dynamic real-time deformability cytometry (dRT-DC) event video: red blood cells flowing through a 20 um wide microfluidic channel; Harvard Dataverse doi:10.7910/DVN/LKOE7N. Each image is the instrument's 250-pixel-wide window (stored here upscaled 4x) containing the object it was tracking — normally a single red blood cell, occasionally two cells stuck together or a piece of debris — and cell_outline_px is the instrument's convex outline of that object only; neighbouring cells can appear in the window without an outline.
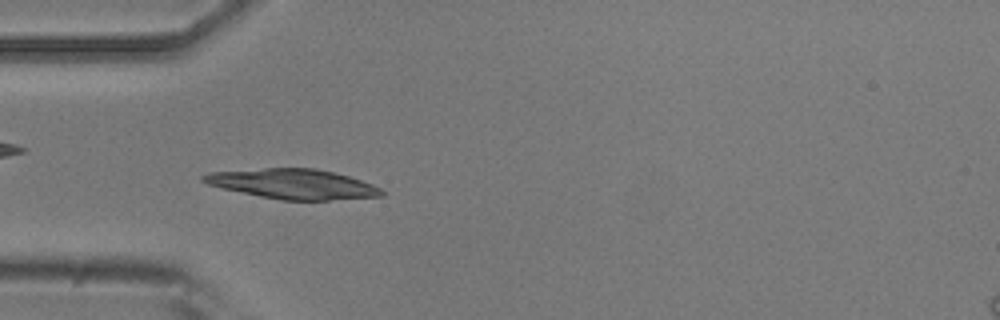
{"species": "common noctule bat (a hibernating species)", "species_latin": "Nyctalus noctula", "temperature_condition": "room temperature", "stored_images_in_passage": 43, "camera_frame_rate_fps": 3000, "um_per_image_px": 0.085, "animal": {"sex": "male", "body_mass_g": 20.5, "forearm_length_mm": 52.5}, "frame": {"image": 1, "passage_image": 14, "time_ms": 4.333, "image_size_px": [1000, 320], "cell_outline_px": [[384, 196], [328, 200], [280, 200], [260, 196], [224, 188], [208, 184], [200, 180], [200, 176], [208, 172], [264, 168], [316, 168], [348, 176], [372, 184], [380, 188], [384, 192]], "centroid_in_image_um": [24.89, 15.63], "position_along_channel_um": 60.1, "area_um2": 30.87}}
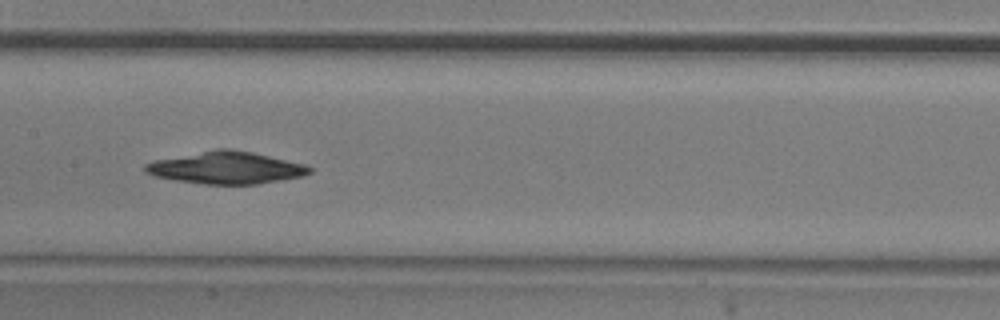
{"frame": {"image": 2, "passage_image": 24, "time_ms": 7.667, "image_size_px": [1000, 320], "cell_outline_px": [[312, 172], [304, 176], [256, 184], [204, 184], [176, 180], [156, 176], [144, 172], [144, 164], [156, 160], [216, 148], [228, 148], [252, 152], [304, 164], [312, 168]], "centroid_in_image_um": [19.23, 14.25], "position_along_channel_um": 188.2, "area_um2": 30.63}}
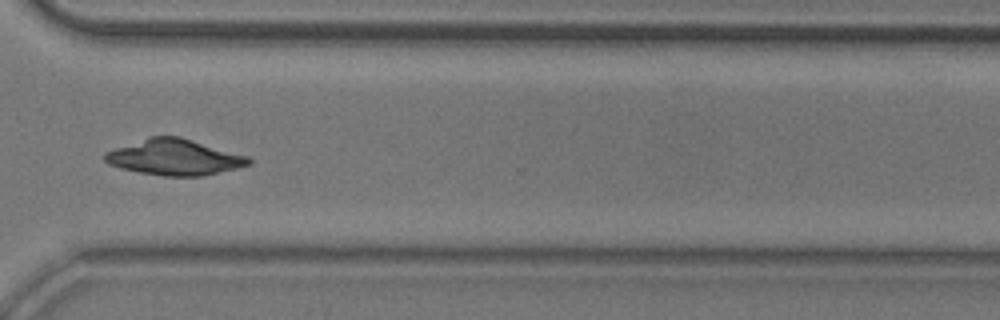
{"frame": {"image": 3, "passage_image": 37, "time_ms": 12.0, "image_size_px": [1000, 320], "cell_outline_px": [[252, 164], [236, 168], [200, 176], [164, 176], [140, 172], [120, 168], [108, 164], [104, 160], [104, 152], [152, 136], [180, 136], [248, 156], [252, 160]], "centroid_in_image_um": [14.83, 13.37], "position_along_channel_um": 355.8, "area_um2": 29.77}, "authors_computed_cell_mechanics": {"area_um2": 29.6514, "velocity_mm_per_s": 3.8841, "shape_relaxation_time_tau1_ms": 9.552, "shape_relaxation_time_tau2_ms": null, "deformation_change_tau1": 0.2482, "deformation_change_tau2": null}}